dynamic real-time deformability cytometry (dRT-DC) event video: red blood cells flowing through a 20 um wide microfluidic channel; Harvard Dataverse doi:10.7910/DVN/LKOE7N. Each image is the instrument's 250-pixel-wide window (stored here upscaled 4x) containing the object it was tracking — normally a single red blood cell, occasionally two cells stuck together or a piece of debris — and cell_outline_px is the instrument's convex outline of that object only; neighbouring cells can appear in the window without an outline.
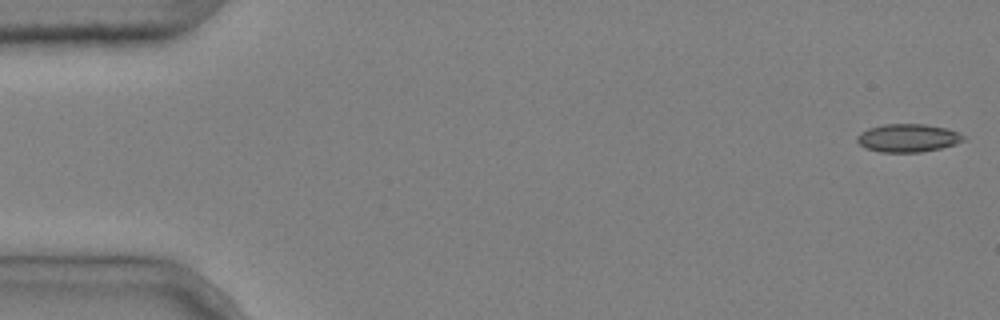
{"species": "common noctule bat (a hibernating species)", "species_latin": "Nyctalus noctula", "temperature_condition": "cold", "stored_images_in_passage": 3, "camera_frame_rate_fps": 3000, "um_per_image_px": 0.085, "animal": {"sex": "male", "body_mass_g": 20.4}, "frame": {"image": 1, "passage_image": 1, "time_ms": 0.0, "image_size_px": [1000, 320], "cell_outline_px": [[968, 140], [956, 144], [940, 148], [920, 152], [880, 152], [864, 148], [856, 140], [856, 136], [860, 132], [868, 128], [884, 124], [924, 124], [948, 128], [960, 132]], "centroid_in_image_um": [77.19, 11.72], "position_along_channel_um": 7.8, "area_um2": 17.69}}